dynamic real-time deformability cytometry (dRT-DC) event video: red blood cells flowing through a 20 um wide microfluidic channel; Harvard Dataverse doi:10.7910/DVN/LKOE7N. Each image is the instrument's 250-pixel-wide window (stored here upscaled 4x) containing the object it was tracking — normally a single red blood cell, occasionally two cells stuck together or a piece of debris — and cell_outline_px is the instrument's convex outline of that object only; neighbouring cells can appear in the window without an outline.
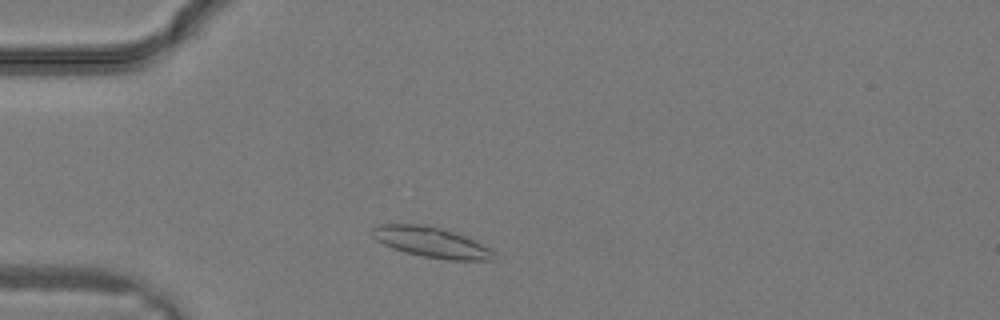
{"species": "common noctule bat (a hibernating species)", "species_latin": "Nyctalus noctula", "temperature_condition": "warm", "stored_images_in_passage": 13, "camera_frame_rate_fps": 3000, "um_per_image_px": 0.085, "animal": {"sex": "male", "body_mass_g": 19.2, "forearm_length_mm": 51.8}, "frame": {"image": 1, "passage_image": 6, "time_ms": 1.667, "image_size_px": [1000, 320], "cell_outline_px": [[500, 260], [448, 260], [424, 256], [404, 252], [392, 248], [376, 240], [372, 236], [372, 228], [380, 224], [424, 224], [456, 232], [468, 236], [492, 248], [496, 252]], "centroid_in_image_um": [36.77, 20.6], "position_along_channel_um": 48.2, "area_um2": 22.02}}
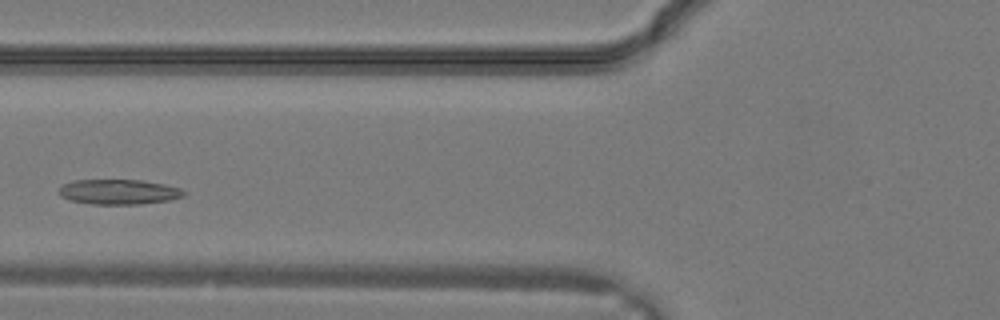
{"frame": {"image": 2, "passage_image": 10, "time_ms": 3.0, "image_size_px": [1000, 320], "cell_outline_px": [[188, 192], [184, 196], [168, 200], [140, 204], [92, 204], [72, 200], [60, 196], [60, 188], [64, 184], [72, 180], [140, 180], [164, 184], [180, 188]], "centroid_in_image_um": [10.13, 16.3], "position_along_channel_um": 115.7, "area_um2": 18.09}}
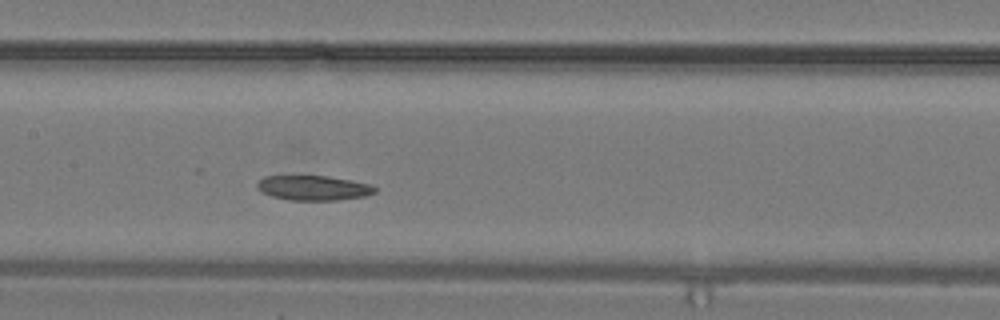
{"frame": {"image": 3, "passage_image": 13, "time_ms": 4.0, "image_size_px": [1000, 320], "cell_outline_px": [[376, 192], [364, 196], [336, 200], [288, 200], [272, 196], [260, 192], [256, 188], [256, 184], [264, 176], [328, 176], [372, 184], [376, 188]], "centroid_in_image_um": [26.62, 15.97], "position_along_channel_um": 180.8, "area_um2": 17.05}}